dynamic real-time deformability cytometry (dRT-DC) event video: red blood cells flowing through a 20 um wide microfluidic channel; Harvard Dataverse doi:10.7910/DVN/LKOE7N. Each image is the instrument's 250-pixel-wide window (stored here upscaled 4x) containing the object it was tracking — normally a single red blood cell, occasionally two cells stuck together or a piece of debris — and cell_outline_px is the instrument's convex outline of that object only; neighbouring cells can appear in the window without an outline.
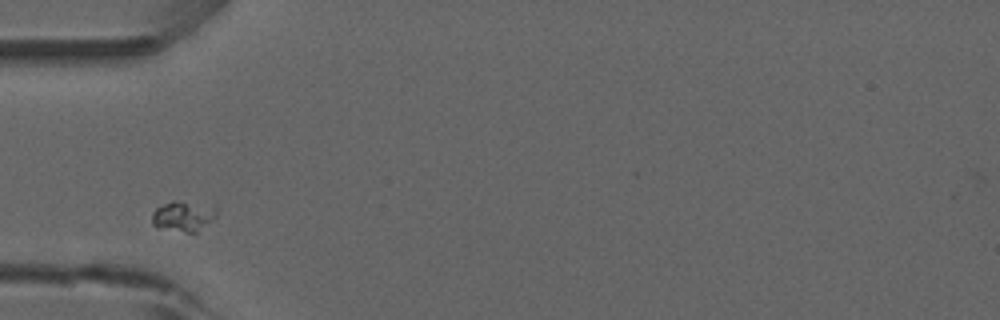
{"species": "common noctule bat (a hibernating species)", "species_latin": "Nyctalus noctula", "temperature_condition": "room temperature", "stored_images_in_passage": 40, "camera_frame_rate_fps": 3000, "um_per_image_px": 0.085, "animal": {"sex": "male", "forearm_length_mm": 52.5}, "frame": {"image": 1, "passage_image": 1, "time_ms": 0.0, "image_size_px": [1000, 320], "cell_outline_px": [[216, 216], [212, 220], [196, 232], [184, 232], [156, 228], [152, 224], [152, 212], [156, 208], [164, 204], [216, 204]], "centroid_in_image_um": [15.59, 18.43], "position_along_channel_um": 69.4, "area_um2": 10.98}}
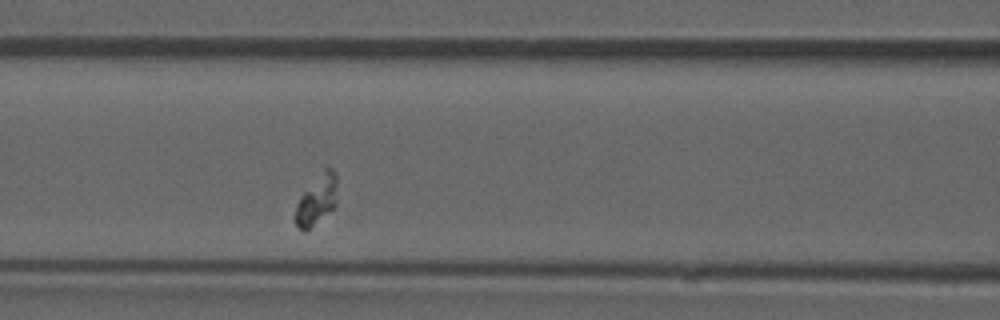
{"frame": {"image": 2, "passage_image": 7, "time_ms": 2.0, "image_size_px": [1000, 320], "cell_outline_px": [[336, 204], [332, 208], [304, 232], [296, 224], [296, 204], [304, 192], [324, 168], [332, 168], [336, 172]], "centroid_in_image_um": [26.94, 16.95], "position_along_channel_um": 139.7, "area_um2": 11.56}}